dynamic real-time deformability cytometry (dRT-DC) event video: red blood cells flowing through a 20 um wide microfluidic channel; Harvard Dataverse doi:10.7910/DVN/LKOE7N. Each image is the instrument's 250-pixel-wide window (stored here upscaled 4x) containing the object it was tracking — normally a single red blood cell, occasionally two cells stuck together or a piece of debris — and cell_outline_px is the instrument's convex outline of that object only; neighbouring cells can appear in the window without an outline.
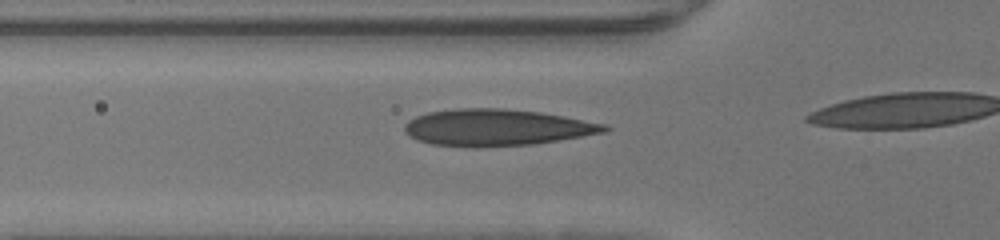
{"species": "human", "species_latin": "Homo sapiens", "temperature_condition": "warm", "stored_images_in_passage": 7, "camera_frame_rate_fps": 3000, "um_per_image_px": 0.085, "donor": {"sex": "male"}, "frame": {"image": 1, "passage_image": 3, "time_ms": 0.667, "image_size_px": [1000, 240], "cell_outline_px": [[612, 128], [608, 132], [532, 144], [476, 148], [472, 148], [432, 144], [416, 140], [404, 132], [404, 124], [408, 120], [416, 116], [428, 112], [456, 108], [504, 108], [540, 112], [608, 124]], "centroid_in_image_um": [42.21, 10.84], "position_along_channel_um": 83.6, "area_um2": 43.12}}
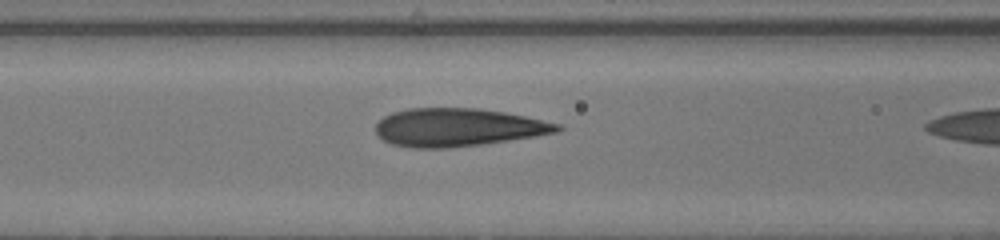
{"frame": {"image": 2, "passage_image": 6, "time_ms": 1.667, "image_size_px": [1000, 240], "cell_outline_px": [[564, 128], [556, 132], [536, 136], [480, 144], [448, 148], [412, 148], [392, 144], [384, 140], [376, 132], [376, 124], [384, 116], [392, 112], [408, 108], [476, 108], [504, 112], [524, 116], [560, 124]], "centroid_in_image_um": [38.9, 10.82], "position_along_channel_um": 127.7, "area_um2": 40.06}}